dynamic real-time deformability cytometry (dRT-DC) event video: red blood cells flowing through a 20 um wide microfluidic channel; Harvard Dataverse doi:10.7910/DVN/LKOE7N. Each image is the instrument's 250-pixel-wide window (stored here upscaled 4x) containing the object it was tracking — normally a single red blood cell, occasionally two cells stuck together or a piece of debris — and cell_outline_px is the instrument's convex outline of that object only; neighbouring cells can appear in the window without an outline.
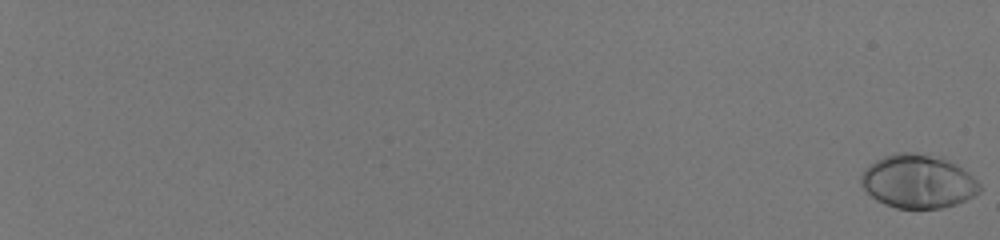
{"species": "human", "species_latin": "Homo sapiens", "temperature_condition": "room temperature", "stored_images_in_passage": 23, "camera_frame_rate_fps": 3000, "um_per_image_px": 0.085, "donor": {"sex": "male"}, "frame": {"image": 1, "passage_image": 1, "time_ms": 0.0, "image_size_px": [1000, 240], "cell_outline_px": [[980, 192], [956, 204], [940, 208], [896, 208], [884, 204], [876, 200], [860, 184], [860, 176], [864, 168], [876, 160], [884, 156], [896, 152], [916, 152], [940, 156], [956, 164], [968, 172], [980, 184]], "centroid_in_image_um": [78.01, 15.4], "position_along_channel_um": 7.0, "area_um2": 37.17}}
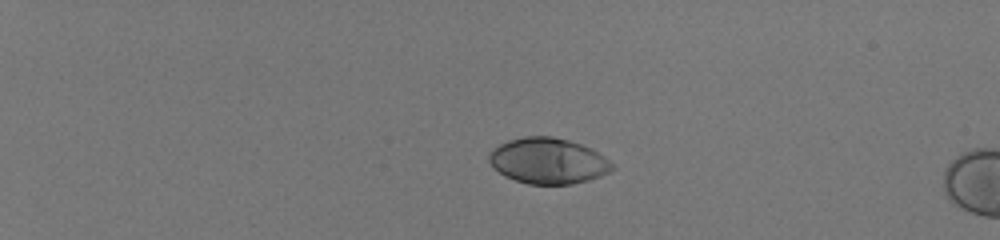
{"frame": {"image": 2, "passage_image": 18, "time_ms": 5.667, "image_size_px": [1000, 240], "cell_outline_px": [[616, 168], [600, 176], [588, 180], [572, 184], [528, 184], [504, 176], [492, 168], [488, 160], [488, 156], [500, 144], [508, 140], [524, 136], [552, 136], [568, 140], [580, 144], [604, 156], [616, 164]], "centroid_in_image_um": [46.59, 13.68], "position_along_channel_um": 38.4, "area_um2": 32.89}}